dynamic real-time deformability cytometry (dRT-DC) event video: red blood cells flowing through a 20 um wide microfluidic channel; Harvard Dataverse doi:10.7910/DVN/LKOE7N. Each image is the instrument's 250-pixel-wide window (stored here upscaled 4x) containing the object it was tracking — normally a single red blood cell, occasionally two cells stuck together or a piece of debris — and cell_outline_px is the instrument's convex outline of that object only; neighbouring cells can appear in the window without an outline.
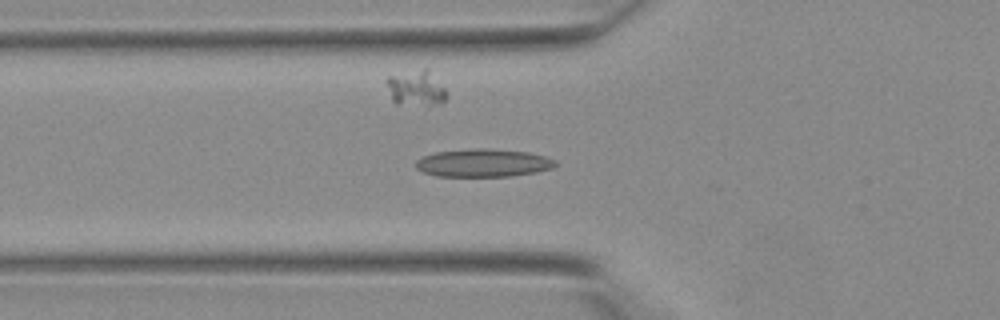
{"species": "Egyptian fruit bat (a non-hibernating species)", "species_latin": "Rousettus aegyptiacus", "temperature_condition": "warm", "stored_images_in_passage": 37, "camera_frame_rate_fps": 3000, "um_per_image_px": 0.085, "animal": {"sex": "female"}, "frame": {"image": 1, "passage_image": 16, "time_ms": 5.0, "image_size_px": [1000, 320], "cell_outline_px": [[556, 164], [552, 168], [536, 172], [512, 176], [436, 176], [424, 172], [416, 168], [416, 160], [424, 156], [436, 152], [476, 148], [488, 148], [528, 152], [544, 156], [556, 160]], "centroid_in_image_um": [41.08, 13.85], "position_along_channel_um": 84.7, "area_um2": 22.66}}
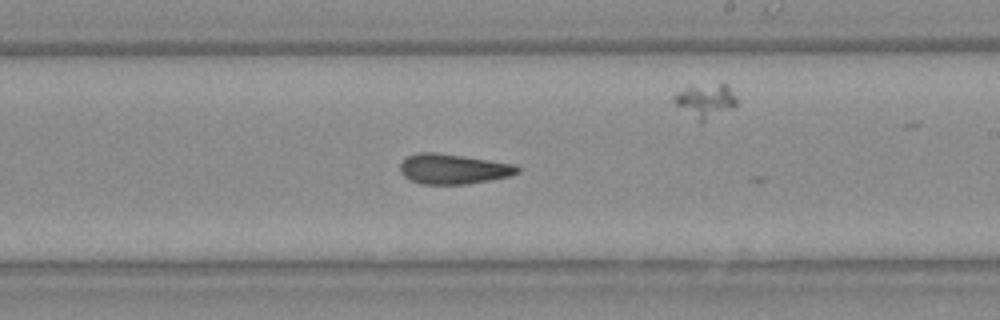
{"frame": {"image": 2, "passage_image": 26, "time_ms": 8.333, "image_size_px": [1000, 320], "cell_outline_px": [[520, 172], [512, 176], [468, 184], [420, 184], [404, 176], [400, 172], [400, 164], [408, 156], [420, 152], [436, 152], [516, 164], [520, 168]], "centroid_in_image_um": [38.56, 14.36], "position_along_channel_um": 250.4, "area_um2": 20.63}}
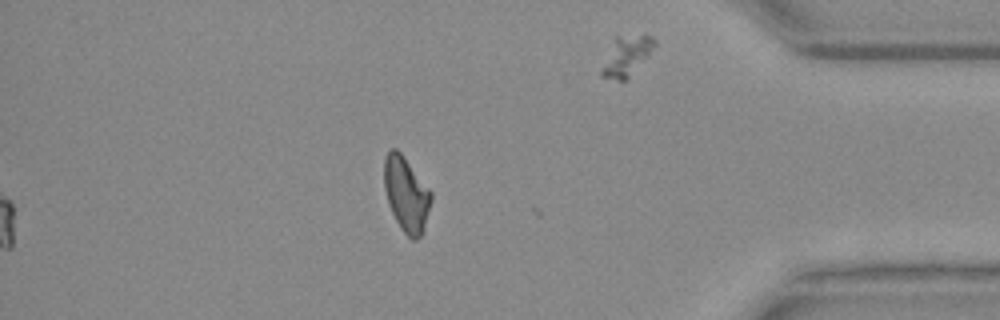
{"frame": {"image": 3, "passage_image": 37, "time_ms": 12.0, "image_size_px": [1000, 320], "cell_outline_px": [[432, 200], [424, 232], [416, 240], [412, 240], [400, 228], [388, 204], [384, 188], [384, 156], [392, 148], [396, 148], [400, 152], [432, 192]], "centroid_in_image_um": [34.54, 16.53], "position_along_channel_um": 400.7, "area_um2": 20.58}}